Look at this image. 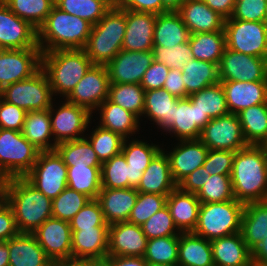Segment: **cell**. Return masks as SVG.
<instances>
[{"instance_id":"cell-1","label":"cell","mask_w":267,"mask_h":266,"mask_svg":"<svg viewBox=\"0 0 267 266\" xmlns=\"http://www.w3.org/2000/svg\"><path fill=\"white\" fill-rule=\"evenodd\" d=\"M231 181L234 197L245 204L267 199V156L262 145L235 152Z\"/></svg>"},{"instance_id":"cell-2","label":"cell","mask_w":267,"mask_h":266,"mask_svg":"<svg viewBox=\"0 0 267 266\" xmlns=\"http://www.w3.org/2000/svg\"><path fill=\"white\" fill-rule=\"evenodd\" d=\"M7 204L11 207L20 233L32 234L52 217V200L24 177L6 179Z\"/></svg>"},{"instance_id":"cell-3","label":"cell","mask_w":267,"mask_h":266,"mask_svg":"<svg viewBox=\"0 0 267 266\" xmlns=\"http://www.w3.org/2000/svg\"><path fill=\"white\" fill-rule=\"evenodd\" d=\"M93 25L54 6L44 23L37 30L41 52L83 49Z\"/></svg>"},{"instance_id":"cell-4","label":"cell","mask_w":267,"mask_h":266,"mask_svg":"<svg viewBox=\"0 0 267 266\" xmlns=\"http://www.w3.org/2000/svg\"><path fill=\"white\" fill-rule=\"evenodd\" d=\"M92 65L83 49L53 50L41 54V68L47 74L53 97L66 98Z\"/></svg>"},{"instance_id":"cell-5","label":"cell","mask_w":267,"mask_h":266,"mask_svg":"<svg viewBox=\"0 0 267 266\" xmlns=\"http://www.w3.org/2000/svg\"><path fill=\"white\" fill-rule=\"evenodd\" d=\"M126 31V9L115 4L92 27L83 50L93 65H107L122 50Z\"/></svg>"},{"instance_id":"cell-6","label":"cell","mask_w":267,"mask_h":266,"mask_svg":"<svg viewBox=\"0 0 267 266\" xmlns=\"http://www.w3.org/2000/svg\"><path fill=\"white\" fill-rule=\"evenodd\" d=\"M243 209L244 204L236 199L201 203L198 223L193 233L210 241L239 233Z\"/></svg>"},{"instance_id":"cell-7","label":"cell","mask_w":267,"mask_h":266,"mask_svg":"<svg viewBox=\"0 0 267 266\" xmlns=\"http://www.w3.org/2000/svg\"><path fill=\"white\" fill-rule=\"evenodd\" d=\"M39 152L22 132L0 128V179L25 177Z\"/></svg>"},{"instance_id":"cell-8","label":"cell","mask_w":267,"mask_h":266,"mask_svg":"<svg viewBox=\"0 0 267 266\" xmlns=\"http://www.w3.org/2000/svg\"><path fill=\"white\" fill-rule=\"evenodd\" d=\"M0 97L26 112L48 110L56 99L53 98L49 79L42 68L31 77L4 87Z\"/></svg>"},{"instance_id":"cell-9","label":"cell","mask_w":267,"mask_h":266,"mask_svg":"<svg viewBox=\"0 0 267 266\" xmlns=\"http://www.w3.org/2000/svg\"><path fill=\"white\" fill-rule=\"evenodd\" d=\"M24 178L53 200L67 187V166L56 150L40 151L34 166Z\"/></svg>"},{"instance_id":"cell-10","label":"cell","mask_w":267,"mask_h":266,"mask_svg":"<svg viewBox=\"0 0 267 266\" xmlns=\"http://www.w3.org/2000/svg\"><path fill=\"white\" fill-rule=\"evenodd\" d=\"M226 48L267 59V22L225 19Z\"/></svg>"},{"instance_id":"cell-11","label":"cell","mask_w":267,"mask_h":266,"mask_svg":"<svg viewBox=\"0 0 267 266\" xmlns=\"http://www.w3.org/2000/svg\"><path fill=\"white\" fill-rule=\"evenodd\" d=\"M55 108L56 105L52 102L49 114L54 141L58 144L84 138L93 118L92 113L65 98L64 102Z\"/></svg>"},{"instance_id":"cell-12","label":"cell","mask_w":267,"mask_h":266,"mask_svg":"<svg viewBox=\"0 0 267 266\" xmlns=\"http://www.w3.org/2000/svg\"><path fill=\"white\" fill-rule=\"evenodd\" d=\"M199 140L212 150L236 152L248 145L239 117L232 113L211 119L201 130Z\"/></svg>"},{"instance_id":"cell-13","label":"cell","mask_w":267,"mask_h":266,"mask_svg":"<svg viewBox=\"0 0 267 266\" xmlns=\"http://www.w3.org/2000/svg\"><path fill=\"white\" fill-rule=\"evenodd\" d=\"M109 86L106 66L92 65L65 99L88 109L93 114L108 98Z\"/></svg>"},{"instance_id":"cell-14","label":"cell","mask_w":267,"mask_h":266,"mask_svg":"<svg viewBox=\"0 0 267 266\" xmlns=\"http://www.w3.org/2000/svg\"><path fill=\"white\" fill-rule=\"evenodd\" d=\"M222 81H267V59L225 48L218 65Z\"/></svg>"},{"instance_id":"cell-15","label":"cell","mask_w":267,"mask_h":266,"mask_svg":"<svg viewBox=\"0 0 267 266\" xmlns=\"http://www.w3.org/2000/svg\"><path fill=\"white\" fill-rule=\"evenodd\" d=\"M40 48L0 49V91L27 79L41 68Z\"/></svg>"},{"instance_id":"cell-16","label":"cell","mask_w":267,"mask_h":266,"mask_svg":"<svg viewBox=\"0 0 267 266\" xmlns=\"http://www.w3.org/2000/svg\"><path fill=\"white\" fill-rule=\"evenodd\" d=\"M32 234L53 263L72 259V231L69 222L51 217Z\"/></svg>"},{"instance_id":"cell-17","label":"cell","mask_w":267,"mask_h":266,"mask_svg":"<svg viewBox=\"0 0 267 266\" xmlns=\"http://www.w3.org/2000/svg\"><path fill=\"white\" fill-rule=\"evenodd\" d=\"M39 48L37 29L0 0V49Z\"/></svg>"},{"instance_id":"cell-18","label":"cell","mask_w":267,"mask_h":266,"mask_svg":"<svg viewBox=\"0 0 267 266\" xmlns=\"http://www.w3.org/2000/svg\"><path fill=\"white\" fill-rule=\"evenodd\" d=\"M153 61L152 50H121L106 65L109 81L118 84H140L144 73Z\"/></svg>"},{"instance_id":"cell-19","label":"cell","mask_w":267,"mask_h":266,"mask_svg":"<svg viewBox=\"0 0 267 266\" xmlns=\"http://www.w3.org/2000/svg\"><path fill=\"white\" fill-rule=\"evenodd\" d=\"M211 119L203 114L190 98L176 99L172 125L165 131L177 140L199 139L201 130Z\"/></svg>"},{"instance_id":"cell-20","label":"cell","mask_w":267,"mask_h":266,"mask_svg":"<svg viewBox=\"0 0 267 266\" xmlns=\"http://www.w3.org/2000/svg\"><path fill=\"white\" fill-rule=\"evenodd\" d=\"M147 240L140 225L128 221L109 225L108 256L144 257Z\"/></svg>"},{"instance_id":"cell-21","label":"cell","mask_w":267,"mask_h":266,"mask_svg":"<svg viewBox=\"0 0 267 266\" xmlns=\"http://www.w3.org/2000/svg\"><path fill=\"white\" fill-rule=\"evenodd\" d=\"M208 151V147L199 139L178 140L171 151L166 150L174 181L178 184L187 175L203 166Z\"/></svg>"},{"instance_id":"cell-22","label":"cell","mask_w":267,"mask_h":266,"mask_svg":"<svg viewBox=\"0 0 267 266\" xmlns=\"http://www.w3.org/2000/svg\"><path fill=\"white\" fill-rule=\"evenodd\" d=\"M157 14L126 10V31L122 44L125 51H151Z\"/></svg>"},{"instance_id":"cell-23","label":"cell","mask_w":267,"mask_h":266,"mask_svg":"<svg viewBox=\"0 0 267 266\" xmlns=\"http://www.w3.org/2000/svg\"><path fill=\"white\" fill-rule=\"evenodd\" d=\"M229 113L267 103V81H222Z\"/></svg>"},{"instance_id":"cell-24","label":"cell","mask_w":267,"mask_h":266,"mask_svg":"<svg viewBox=\"0 0 267 266\" xmlns=\"http://www.w3.org/2000/svg\"><path fill=\"white\" fill-rule=\"evenodd\" d=\"M72 231V259L95 260L108 257L109 226Z\"/></svg>"},{"instance_id":"cell-25","label":"cell","mask_w":267,"mask_h":266,"mask_svg":"<svg viewBox=\"0 0 267 266\" xmlns=\"http://www.w3.org/2000/svg\"><path fill=\"white\" fill-rule=\"evenodd\" d=\"M177 12L191 34L224 31L225 18L203 0H186Z\"/></svg>"},{"instance_id":"cell-26","label":"cell","mask_w":267,"mask_h":266,"mask_svg":"<svg viewBox=\"0 0 267 266\" xmlns=\"http://www.w3.org/2000/svg\"><path fill=\"white\" fill-rule=\"evenodd\" d=\"M137 196L136 188H101L97 200L101 205L106 223L112 225L128 221Z\"/></svg>"},{"instance_id":"cell-27","label":"cell","mask_w":267,"mask_h":266,"mask_svg":"<svg viewBox=\"0 0 267 266\" xmlns=\"http://www.w3.org/2000/svg\"><path fill=\"white\" fill-rule=\"evenodd\" d=\"M176 188L177 183L172 177L168 156L165 148H162L143 172L136 190L142 193L169 195Z\"/></svg>"},{"instance_id":"cell-28","label":"cell","mask_w":267,"mask_h":266,"mask_svg":"<svg viewBox=\"0 0 267 266\" xmlns=\"http://www.w3.org/2000/svg\"><path fill=\"white\" fill-rule=\"evenodd\" d=\"M201 202L195 193L174 189L166 200L173 222L180 233L193 232L198 223Z\"/></svg>"},{"instance_id":"cell-29","label":"cell","mask_w":267,"mask_h":266,"mask_svg":"<svg viewBox=\"0 0 267 266\" xmlns=\"http://www.w3.org/2000/svg\"><path fill=\"white\" fill-rule=\"evenodd\" d=\"M9 266H53L54 263L30 233H19L7 240Z\"/></svg>"},{"instance_id":"cell-30","label":"cell","mask_w":267,"mask_h":266,"mask_svg":"<svg viewBox=\"0 0 267 266\" xmlns=\"http://www.w3.org/2000/svg\"><path fill=\"white\" fill-rule=\"evenodd\" d=\"M214 266H251L252 251L241 232L211 240Z\"/></svg>"},{"instance_id":"cell-31","label":"cell","mask_w":267,"mask_h":266,"mask_svg":"<svg viewBox=\"0 0 267 266\" xmlns=\"http://www.w3.org/2000/svg\"><path fill=\"white\" fill-rule=\"evenodd\" d=\"M130 139H124L121 153L129 165V188H137L143 172L162 148L159 144L156 145L153 142L150 144L136 137Z\"/></svg>"},{"instance_id":"cell-32","label":"cell","mask_w":267,"mask_h":266,"mask_svg":"<svg viewBox=\"0 0 267 266\" xmlns=\"http://www.w3.org/2000/svg\"><path fill=\"white\" fill-rule=\"evenodd\" d=\"M96 110L100 114L98 125L119 134L124 139H130L140 130V119L108 98Z\"/></svg>"},{"instance_id":"cell-33","label":"cell","mask_w":267,"mask_h":266,"mask_svg":"<svg viewBox=\"0 0 267 266\" xmlns=\"http://www.w3.org/2000/svg\"><path fill=\"white\" fill-rule=\"evenodd\" d=\"M241 234L251 251L267 237V201L244 205Z\"/></svg>"},{"instance_id":"cell-34","label":"cell","mask_w":267,"mask_h":266,"mask_svg":"<svg viewBox=\"0 0 267 266\" xmlns=\"http://www.w3.org/2000/svg\"><path fill=\"white\" fill-rule=\"evenodd\" d=\"M190 31L177 11L157 14L153 34V44L172 47L189 41Z\"/></svg>"},{"instance_id":"cell-35","label":"cell","mask_w":267,"mask_h":266,"mask_svg":"<svg viewBox=\"0 0 267 266\" xmlns=\"http://www.w3.org/2000/svg\"><path fill=\"white\" fill-rule=\"evenodd\" d=\"M178 266H214L210 240L193 232L180 233Z\"/></svg>"},{"instance_id":"cell-36","label":"cell","mask_w":267,"mask_h":266,"mask_svg":"<svg viewBox=\"0 0 267 266\" xmlns=\"http://www.w3.org/2000/svg\"><path fill=\"white\" fill-rule=\"evenodd\" d=\"M22 133L39 151L55 150L57 146L52 138L49 109L27 112Z\"/></svg>"},{"instance_id":"cell-37","label":"cell","mask_w":267,"mask_h":266,"mask_svg":"<svg viewBox=\"0 0 267 266\" xmlns=\"http://www.w3.org/2000/svg\"><path fill=\"white\" fill-rule=\"evenodd\" d=\"M177 98L164 88L145 91L144 112L142 115L153 121L161 131L172 125L174 101Z\"/></svg>"},{"instance_id":"cell-38","label":"cell","mask_w":267,"mask_h":266,"mask_svg":"<svg viewBox=\"0 0 267 266\" xmlns=\"http://www.w3.org/2000/svg\"><path fill=\"white\" fill-rule=\"evenodd\" d=\"M189 44L194 59L219 65L226 48L225 31L191 34Z\"/></svg>"},{"instance_id":"cell-39","label":"cell","mask_w":267,"mask_h":266,"mask_svg":"<svg viewBox=\"0 0 267 266\" xmlns=\"http://www.w3.org/2000/svg\"><path fill=\"white\" fill-rule=\"evenodd\" d=\"M182 73L189 95L220 82L218 65L207 61L193 58L182 68Z\"/></svg>"},{"instance_id":"cell-40","label":"cell","mask_w":267,"mask_h":266,"mask_svg":"<svg viewBox=\"0 0 267 266\" xmlns=\"http://www.w3.org/2000/svg\"><path fill=\"white\" fill-rule=\"evenodd\" d=\"M237 115L245 141L262 145L267 140V103L250 106Z\"/></svg>"},{"instance_id":"cell-41","label":"cell","mask_w":267,"mask_h":266,"mask_svg":"<svg viewBox=\"0 0 267 266\" xmlns=\"http://www.w3.org/2000/svg\"><path fill=\"white\" fill-rule=\"evenodd\" d=\"M55 150L62 157L66 166L101 167L102 165L90 142L85 137L58 143Z\"/></svg>"},{"instance_id":"cell-42","label":"cell","mask_w":267,"mask_h":266,"mask_svg":"<svg viewBox=\"0 0 267 266\" xmlns=\"http://www.w3.org/2000/svg\"><path fill=\"white\" fill-rule=\"evenodd\" d=\"M67 187L97 199L102 188L101 167L67 166Z\"/></svg>"},{"instance_id":"cell-43","label":"cell","mask_w":267,"mask_h":266,"mask_svg":"<svg viewBox=\"0 0 267 266\" xmlns=\"http://www.w3.org/2000/svg\"><path fill=\"white\" fill-rule=\"evenodd\" d=\"M115 0H55L60 10L75 15L92 25L97 24L114 5Z\"/></svg>"},{"instance_id":"cell-44","label":"cell","mask_w":267,"mask_h":266,"mask_svg":"<svg viewBox=\"0 0 267 266\" xmlns=\"http://www.w3.org/2000/svg\"><path fill=\"white\" fill-rule=\"evenodd\" d=\"M144 98L145 90L140 84L110 83L108 99L140 120L144 112Z\"/></svg>"},{"instance_id":"cell-45","label":"cell","mask_w":267,"mask_h":266,"mask_svg":"<svg viewBox=\"0 0 267 266\" xmlns=\"http://www.w3.org/2000/svg\"><path fill=\"white\" fill-rule=\"evenodd\" d=\"M191 102L207 114L210 119L218 118L229 113L224 89L221 82L210 85L189 95Z\"/></svg>"},{"instance_id":"cell-46","label":"cell","mask_w":267,"mask_h":266,"mask_svg":"<svg viewBox=\"0 0 267 266\" xmlns=\"http://www.w3.org/2000/svg\"><path fill=\"white\" fill-rule=\"evenodd\" d=\"M19 18L28 21L34 28L44 23L55 6V0H2Z\"/></svg>"},{"instance_id":"cell-47","label":"cell","mask_w":267,"mask_h":266,"mask_svg":"<svg viewBox=\"0 0 267 266\" xmlns=\"http://www.w3.org/2000/svg\"><path fill=\"white\" fill-rule=\"evenodd\" d=\"M179 235L147 240L144 260L149 265H178Z\"/></svg>"},{"instance_id":"cell-48","label":"cell","mask_w":267,"mask_h":266,"mask_svg":"<svg viewBox=\"0 0 267 266\" xmlns=\"http://www.w3.org/2000/svg\"><path fill=\"white\" fill-rule=\"evenodd\" d=\"M85 138L90 142L101 163L120 154L124 141V138L119 134L102 128L99 125H96L91 134H86Z\"/></svg>"},{"instance_id":"cell-49","label":"cell","mask_w":267,"mask_h":266,"mask_svg":"<svg viewBox=\"0 0 267 266\" xmlns=\"http://www.w3.org/2000/svg\"><path fill=\"white\" fill-rule=\"evenodd\" d=\"M90 200L85 194L66 187L52 200V217L70 222Z\"/></svg>"},{"instance_id":"cell-50","label":"cell","mask_w":267,"mask_h":266,"mask_svg":"<svg viewBox=\"0 0 267 266\" xmlns=\"http://www.w3.org/2000/svg\"><path fill=\"white\" fill-rule=\"evenodd\" d=\"M196 196L201 203L225 202L235 199L231 175H210Z\"/></svg>"},{"instance_id":"cell-51","label":"cell","mask_w":267,"mask_h":266,"mask_svg":"<svg viewBox=\"0 0 267 266\" xmlns=\"http://www.w3.org/2000/svg\"><path fill=\"white\" fill-rule=\"evenodd\" d=\"M129 165L122 153L101 165L102 188H129Z\"/></svg>"},{"instance_id":"cell-52","label":"cell","mask_w":267,"mask_h":266,"mask_svg":"<svg viewBox=\"0 0 267 266\" xmlns=\"http://www.w3.org/2000/svg\"><path fill=\"white\" fill-rule=\"evenodd\" d=\"M168 195L138 192L137 201L128 218V222L142 225L157 211L166 206Z\"/></svg>"},{"instance_id":"cell-53","label":"cell","mask_w":267,"mask_h":266,"mask_svg":"<svg viewBox=\"0 0 267 266\" xmlns=\"http://www.w3.org/2000/svg\"><path fill=\"white\" fill-rule=\"evenodd\" d=\"M152 52L154 61L166 65L169 69L182 70L187 62L193 59L189 41L168 48L153 45Z\"/></svg>"},{"instance_id":"cell-54","label":"cell","mask_w":267,"mask_h":266,"mask_svg":"<svg viewBox=\"0 0 267 266\" xmlns=\"http://www.w3.org/2000/svg\"><path fill=\"white\" fill-rule=\"evenodd\" d=\"M141 227L148 240L180 235L167 206L152 215Z\"/></svg>"},{"instance_id":"cell-55","label":"cell","mask_w":267,"mask_h":266,"mask_svg":"<svg viewBox=\"0 0 267 266\" xmlns=\"http://www.w3.org/2000/svg\"><path fill=\"white\" fill-rule=\"evenodd\" d=\"M69 223L71 230L109 226L104 219L101 205L97 199H91Z\"/></svg>"},{"instance_id":"cell-56","label":"cell","mask_w":267,"mask_h":266,"mask_svg":"<svg viewBox=\"0 0 267 266\" xmlns=\"http://www.w3.org/2000/svg\"><path fill=\"white\" fill-rule=\"evenodd\" d=\"M267 0H236L232 16L227 19L266 22Z\"/></svg>"},{"instance_id":"cell-57","label":"cell","mask_w":267,"mask_h":266,"mask_svg":"<svg viewBox=\"0 0 267 266\" xmlns=\"http://www.w3.org/2000/svg\"><path fill=\"white\" fill-rule=\"evenodd\" d=\"M235 152L209 149L203 164L210 175H231Z\"/></svg>"},{"instance_id":"cell-58","label":"cell","mask_w":267,"mask_h":266,"mask_svg":"<svg viewBox=\"0 0 267 266\" xmlns=\"http://www.w3.org/2000/svg\"><path fill=\"white\" fill-rule=\"evenodd\" d=\"M26 111L0 97V128L22 132Z\"/></svg>"},{"instance_id":"cell-59","label":"cell","mask_w":267,"mask_h":266,"mask_svg":"<svg viewBox=\"0 0 267 266\" xmlns=\"http://www.w3.org/2000/svg\"><path fill=\"white\" fill-rule=\"evenodd\" d=\"M169 70L166 65L153 61L144 73L140 85L145 91L163 88Z\"/></svg>"},{"instance_id":"cell-60","label":"cell","mask_w":267,"mask_h":266,"mask_svg":"<svg viewBox=\"0 0 267 266\" xmlns=\"http://www.w3.org/2000/svg\"><path fill=\"white\" fill-rule=\"evenodd\" d=\"M114 4L119 8L136 12L161 14L168 11L162 0H115Z\"/></svg>"},{"instance_id":"cell-61","label":"cell","mask_w":267,"mask_h":266,"mask_svg":"<svg viewBox=\"0 0 267 266\" xmlns=\"http://www.w3.org/2000/svg\"><path fill=\"white\" fill-rule=\"evenodd\" d=\"M210 177V174L205 169L204 166L197 168L195 171L183 178L178 184L177 187L187 193H197L201 187L204 185L207 178Z\"/></svg>"},{"instance_id":"cell-62","label":"cell","mask_w":267,"mask_h":266,"mask_svg":"<svg viewBox=\"0 0 267 266\" xmlns=\"http://www.w3.org/2000/svg\"><path fill=\"white\" fill-rule=\"evenodd\" d=\"M11 207L6 204L0 209V241H7L19 234Z\"/></svg>"},{"instance_id":"cell-63","label":"cell","mask_w":267,"mask_h":266,"mask_svg":"<svg viewBox=\"0 0 267 266\" xmlns=\"http://www.w3.org/2000/svg\"><path fill=\"white\" fill-rule=\"evenodd\" d=\"M182 74V70L170 69L163 85L166 91L178 99L189 97L185 89Z\"/></svg>"},{"instance_id":"cell-64","label":"cell","mask_w":267,"mask_h":266,"mask_svg":"<svg viewBox=\"0 0 267 266\" xmlns=\"http://www.w3.org/2000/svg\"><path fill=\"white\" fill-rule=\"evenodd\" d=\"M213 11L225 19L230 18L234 11L236 0H203Z\"/></svg>"},{"instance_id":"cell-65","label":"cell","mask_w":267,"mask_h":266,"mask_svg":"<svg viewBox=\"0 0 267 266\" xmlns=\"http://www.w3.org/2000/svg\"><path fill=\"white\" fill-rule=\"evenodd\" d=\"M111 266H150L144 257L108 256Z\"/></svg>"},{"instance_id":"cell-66","label":"cell","mask_w":267,"mask_h":266,"mask_svg":"<svg viewBox=\"0 0 267 266\" xmlns=\"http://www.w3.org/2000/svg\"><path fill=\"white\" fill-rule=\"evenodd\" d=\"M252 262L267 266V237L252 250Z\"/></svg>"},{"instance_id":"cell-67","label":"cell","mask_w":267,"mask_h":266,"mask_svg":"<svg viewBox=\"0 0 267 266\" xmlns=\"http://www.w3.org/2000/svg\"><path fill=\"white\" fill-rule=\"evenodd\" d=\"M53 266H91V260L68 259L56 262Z\"/></svg>"},{"instance_id":"cell-68","label":"cell","mask_w":267,"mask_h":266,"mask_svg":"<svg viewBox=\"0 0 267 266\" xmlns=\"http://www.w3.org/2000/svg\"><path fill=\"white\" fill-rule=\"evenodd\" d=\"M0 266H9V248L7 241H0Z\"/></svg>"},{"instance_id":"cell-69","label":"cell","mask_w":267,"mask_h":266,"mask_svg":"<svg viewBox=\"0 0 267 266\" xmlns=\"http://www.w3.org/2000/svg\"><path fill=\"white\" fill-rule=\"evenodd\" d=\"M186 0H162L163 6L168 11H177Z\"/></svg>"},{"instance_id":"cell-70","label":"cell","mask_w":267,"mask_h":266,"mask_svg":"<svg viewBox=\"0 0 267 266\" xmlns=\"http://www.w3.org/2000/svg\"><path fill=\"white\" fill-rule=\"evenodd\" d=\"M7 204L6 180L0 179V209Z\"/></svg>"},{"instance_id":"cell-71","label":"cell","mask_w":267,"mask_h":266,"mask_svg":"<svg viewBox=\"0 0 267 266\" xmlns=\"http://www.w3.org/2000/svg\"><path fill=\"white\" fill-rule=\"evenodd\" d=\"M91 266H111L110 262L105 259L91 260Z\"/></svg>"},{"instance_id":"cell-72","label":"cell","mask_w":267,"mask_h":266,"mask_svg":"<svg viewBox=\"0 0 267 266\" xmlns=\"http://www.w3.org/2000/svg\"><path fill=\"white\" fill-rule=\"evenodd\" d=\"M264 150H265V153H266V156H267V140L262 144Z\"/></svg>"},{"instance_id":"cell-73","label":"cell","mask_w":267,"mask_h":266,"mask_svg":"<svg viewBox=\"0 0 267 266\" xmlns=\"http://www.w3.org/2000/svg\"><path fill=\"white\" fill-rule=\"evenodd\" d=\"M150 266H178V265H168V264H155Z\"/></svg>"},{"instance_id":"cell-74","label":"cell","mask_w":267,"mask_h":266,"mask_svg":"<svg viewBox=\"0 0 267 266\" xmlns=\"http://www.w3.org/2000/svg\"><path fill=\"white\" fill-rule=\"evenodd\" d=\"M251 266H263V265H259V264L252 262Z\"/></svg>"}]
</instances>
